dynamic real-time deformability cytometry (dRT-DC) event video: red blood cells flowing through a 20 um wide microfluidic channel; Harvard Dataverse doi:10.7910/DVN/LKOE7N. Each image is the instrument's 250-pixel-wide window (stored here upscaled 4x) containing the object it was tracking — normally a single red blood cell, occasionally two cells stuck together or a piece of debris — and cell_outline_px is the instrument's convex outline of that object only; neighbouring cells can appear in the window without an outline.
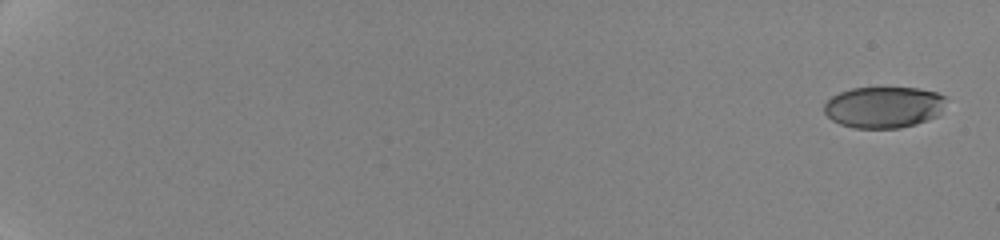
{"species": "human", "species_latin": "Homo sapiens", "temperature_condition": "cold", "stored_images_in_passage": 10, "camera_frame_rate_fps": 3000, "um_per_image_px": 0.085, "donor": {"sex": "female"}, "frame": {"image": 1, "passage_image": 1, "time_ms": 0.0, "image_size_px": [1000, 240], "cell_outline_px": [[948, 96], [940, 116], [916, 124], [900, 128], [852, 128], [840, 124], [832, 120], [824, 112], [824, 104], [832, 96], [840, 92], [852, 88], [920, 88], [936, 92]], "centroid_in_image_um": [75.17, 9.11], "position_along_channel_um": 9.8, "area_um2": 29.77}}
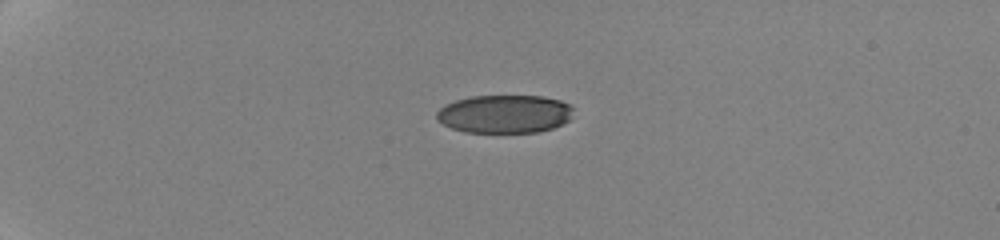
{"frame": {"image": 2, "passage_image": 7, "time_ms": 5.333, "image_size_px": [1000, 240], "cell_outline_px": [[572, 116], [568, 120], [552, 128], [536, 132], [464, 132], [452, 128], [444, 124], [436, 116], [436, 112], [444, 104], [456, 100], [472, 96], [544, 96], [560, 100], [568, 104], [572, 108]], "centroid_in_image_um": [42.88, 9.68], "position_along_channel_um": 42.1, "area_um2": 30.29}}
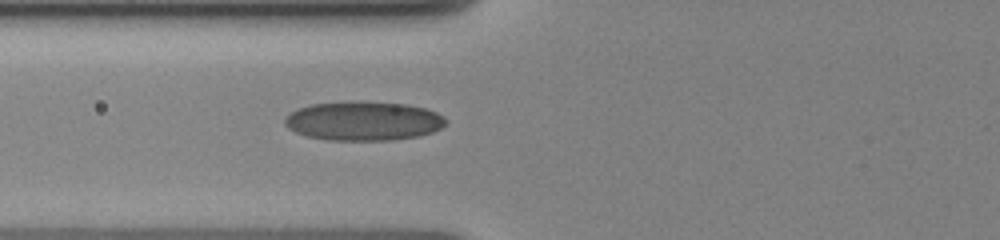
{"frame": {"image": 3, "passage_image": 10, "time_ms": 8.667, "image_size_px": [1000, 240], "cell_outline_px": [[448, 124], [432, 132], [420, 136], [392, 140], [328, 140], [308, 136], [296, 132], [288, 128], [284, 124], [284, 116], [300, 108], [312, 104], [404, 104], [424, 108], [436, 112], [444, 116], [448, 120]], "centroid_in_image_um": [30.94, 10.33], "position_along_channel_um": 94.9, "area_um2": 35.66}}